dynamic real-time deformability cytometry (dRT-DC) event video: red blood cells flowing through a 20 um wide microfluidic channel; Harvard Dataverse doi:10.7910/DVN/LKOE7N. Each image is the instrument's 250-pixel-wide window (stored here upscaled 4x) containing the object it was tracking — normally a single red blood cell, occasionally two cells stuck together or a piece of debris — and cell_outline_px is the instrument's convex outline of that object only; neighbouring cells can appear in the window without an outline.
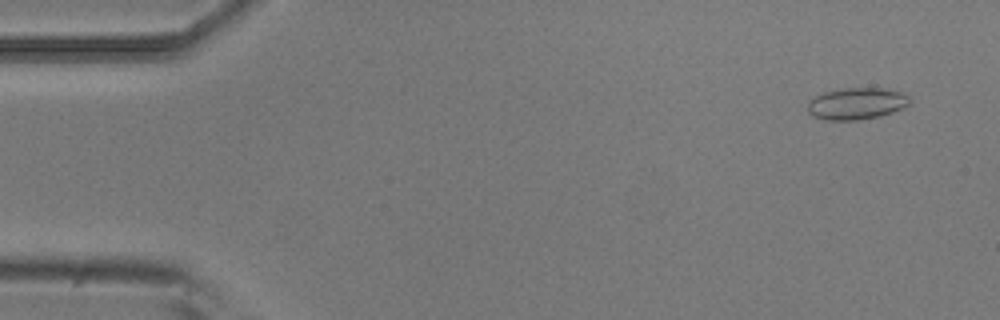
{"species": "common noctule bat (a hibernating species)", "species_latin": "Nyctalus noctula", "temperature_condition": "room temperature", "stored_images_in_passage": 5, "camera_frame_rate_fps": 3000, "um_per_image_px": 0.085, "animal": {"sex": "male", "body_mass_g": 20.5, "forearm_length_mm": 52.5}, "frame": {"image": 1, "passage_image": 1, "time_ms": 0.0, "image_size_px": [1000, 320], "cell_outline_px": [[912, 104], [892, 112], [880, 116], [860, 120], [828, 120], [812, 116], [808, 112], [808, 100], [824, 92], [844, 88], [884, 88], [900, 92], [908, 96]], "centroid_in_image_um": [72.81, 8.81], "position_along_channel_um": 12.2, "area_um2": 18.96}}
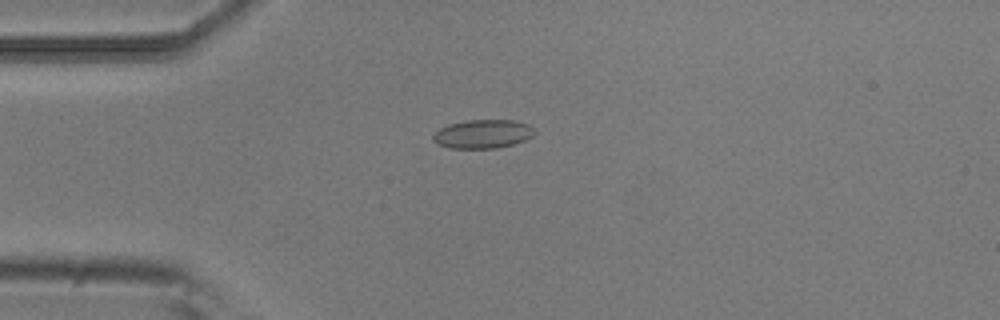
{"frame": {"image": 2, "passage_image": 4, "time_ms": 1.0, "image_size_px": [1000, 320], "cell_outline_px": [[536, 132], [532, 136], [524, 140], [512, 144], [496, 148], [452, 148], [436, 144], [432, 140], [432, 136], [440, 128], [448, 124], [468, 120], [512, 120], [528, 124]], "centroid_in_image_um": [41.01, 11.38], "position_along_channel_um": 44.0, "area_um2": 16.88}}